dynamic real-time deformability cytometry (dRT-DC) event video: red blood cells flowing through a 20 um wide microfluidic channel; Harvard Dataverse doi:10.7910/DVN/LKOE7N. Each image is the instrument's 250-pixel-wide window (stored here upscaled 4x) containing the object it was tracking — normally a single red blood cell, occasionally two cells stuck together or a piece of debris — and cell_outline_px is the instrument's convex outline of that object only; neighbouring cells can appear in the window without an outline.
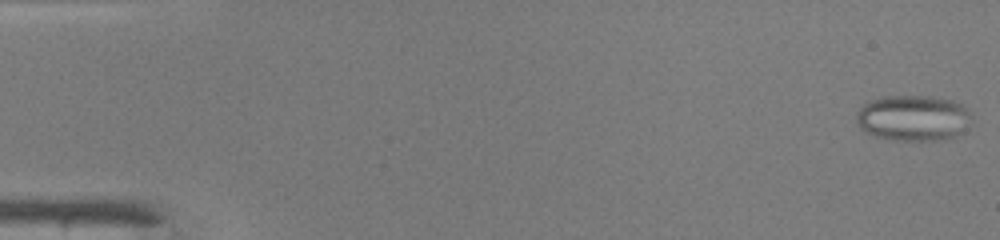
{"species": "common noctule bat (a hibernating species)", "species_latin": "Nyctalus noctula", "temperature_condition": "warm", "stored_images_in_passage": 14, "camera_frame_rate_fps": 3000, "um_per_image_px": 0.085, "animal": {"sex": "male", "body_mass_g": 19.0, "forearm_length_mm": 50.8}, "frame": {"image": 1, "passage_image": 1, "time_ms": 0.0, "image_size_px": [1000, 240], "cell_outline_px": [[972, 116], [956, 136], [936, 140], [904, 140], [876, 136], [864, 132], [860, 128], [856, 120], [856, 112], [864, 104], [872, 100], [884, 96], [928, 96], [952, 100], [960, 104]], "centroid_in_image_um": [77.56, 10.02], "position_along_channel_um": 7.4, "area_um2": 30.17}}